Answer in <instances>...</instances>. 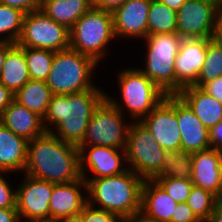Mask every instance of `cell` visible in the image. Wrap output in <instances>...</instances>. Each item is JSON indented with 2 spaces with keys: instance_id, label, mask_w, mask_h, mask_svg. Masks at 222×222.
Segmentation results:
<instances>
[{
  "instance_id": "cell-1",
  "label": "cell",
  "mask_w": 222,
  "mask_h": 222,
  "mask_svg": "<svg viewBox=\"0 0 222 222\" xmlns=\"http://www.w3.org/2000/svg\"><path fill=\"white\" fill-rule=\"evenodd\" d=\"M105 98L106 92L99 87L74 94H53L43 117L45 130L79 146L94 110Z\"/></svg>"
},
{
  "instance_id": "cell-2",
  "label": "cell",
  "mask_w": 222,
  "mask_h": 222,
  "mask_svg": "<svg viewBox=\"0 0 222 222\" xmlns=\"http://www.w3.org/2000/svg\"><path fill=\"white\" fill-rule=\"evenodd\" d=\"M24 173L53 183H67L81 178L79 149L46 131L27 143Z\"/></svg>"
},
{
  "instance_id": "cell-3",
  "label": "cell",
  "mask_w": 222,
  "mask_h": 222,
  "mask_svg": "<svg viewBox=\"0 0 222 222\" xmlns=\"http://www.w3.org/2000/svg\"><path fill=\"white\" fill-rule=\"evenodd\" d=\"M87 203L98 209L118 214L122 219L141 210L144 179L128 169L116 176L84 179Z\"/></svg>"
},
{
  "instance_id": "cell-4",
  "label": "cell",
  "mask_w": 222,
  "mask_h": 222,
  "mask_svg": "<svg viewBox=\"0 0 222 222\" xmlns=\"http://www.w3.org/2000/svg\"><path fill=\"white\" fill-rule=\"evenodd\" d=\"M117 78L122 103L108 93H106V99L123 114L128 110L127 113L129 112V118H132V121H141L167 95L137 68H124L119 71Z\"/></svg>"
},
{
  "instance_id": "cell-5",
  "label": "cell",
  "mask_w": 222,
  "mask_h": 222,
  "mask_svg": "<svg viewBox=\"0 0 222 222\" xmlns=\"http://www.w3.org/2000/svg\"><path fill=\"white\" fill-rule=\"evenodd\" d=\"M99 64L71 48L55 52L46 80L53 94H74L94 89L92 77ZM93 72V73H92Z\"/></svg>"
},
{
  "instance_id": "cell-6",
  "label": "cell",
  "mask_w": 222,
  "mask_h": 222,
  "mask_svg": "<svg viewBox=\"0 0 222 222\" xmlns=\"http://www.w3.org/2000/svg\"><path fill=\"white\" fill-rule=\"evenodd\" d=\"M114 38L112 12L91 8L70 29V48L99 64L106 58L107 46Z\"/></svg>"
},
{
  "instance_id": "cell-7",
  "label": "cell",
  "mask_w": 222,
  "mask_h": 222,
  "mask_svg": "<svg viewBox=\"0 0 222 222\" xmlns=\"http://www.w3.org/2000/svg\"><path fill=\"white\" fill-rule=\"evenodd\" d=\"M182 39L177 33L147 35L144 39L145 66L138 69L167 95H175L174 62Z\"/></svg>"
},
{
  "instance_id": "cell-8",
  "label": "cell",
  "mask_w": 222,
  "mask_h": 222,
  "mask_svg": "<svg viewBox=\"0 0 222 222\" xmlns=\"http://www.w3.org/2000/svg\"><path fill=\"white\" fill-rule=\"evenodd\" d=\"M165 151L146 126L132 121L125 146L128 169L144 180L154 179L162 170Z\"/></svg>"
},
{
  "instance_id": "cell-9",
  "label": "cell",
  "mask_w": 222,
  "mask_h": 222,
  "mask_svg": "<svg viewBox=\"0 0 222 222\" xmlns=\"http://www.w3.org/2000/svg\"><path fill=\"white\" fill-rule=\"evenodd\" d=\"M106 98L94 110L79 146H107L125 150L131 122Z\"/></svg>"
},
{
  "instance_id": "cell-10",
  "label": "cell",
  "mask_w": 222,
  "mask_h": 222,
  "mask_svg": "<svg viewBox=\"0 0 222 222\" xmlns=\"http://www.w3.org/2000/svg\"><path fill=\"white\" fill-rule=\"evenodd\" d=\"M16 44L58 52L70 48V30L56 23L40 9L34 10L25 14Z\"/></svg>"
},
{
  "instance_id": "cell-11",
  "label": "cell",
  "mask_w": 222,
  "mask_h": 222,
  "mask_svg": "<svg viewBox=\"0 0 222 222\" xmlns=\"http://www.w3.org/2000/svg\"><path fill=\"white\" fill-rule=\"evenodd\" d=\"M23 179V183L16 187V209L20 222L50 221L49 201L55 183L26 174Z\"/></svg>"
},
{
  "instance_id": "cell-12",
  "label": "cell",
  "mask_w": 222,
  "mask_h": 222,
  "mask_svg": "<svg viewBox=\"0 0 222 222\" xmlns=\"http://www.w3.org/2000/svg\"><path fill=\"white\" fill-rule=\"evenodd\" d=\"M218 5L209 0H187L177 11L176 33L182 38L212 39Z\"/></svg>"
},
{
  "instance_id": "cell-13",
  "label": "cell",
  "mask_w": 222,
  "mask_h": 222,
  "mask_svg": "<svg viewBox=\"0 0 222 222\" xmlns=\"http://www.w3.org/2000/svg\"><path fill=\"white\" fill-rule=\"evenodd\" d=\"M165 150H181V136L177 122V94L166 97L140 121Z\"/></svg>"
},
{
  "instance_id": "cell-14",
  "label": "cell",
  "mask_w": 222,
  "mask_h": 222,
  "mask_svg": "<svg viewBox=\"0 0 222 222\" xmlns=\"http://www.w3.org/2000/svg\"><path fill=\"white\" fill-rule=\"evenodd\" d=\"M78 149L80 173L83 179L116 176L128 170L125 150L107 146H78ZM123 161L125 162L122 163ZM88 168L92 176L87 174Z\"/></svg>"
},
{
  "instance_id": "cell-15",
  "label": "cell",
  "mask_w": 222,
  "mask_h": 222,
  "mask_svg": "<svg viewBox=\"0 0 222 222\" xmlns=\"http://www.w3.org/2000/svg\"><path fill=\"white\" fill-rule=\"evenodd\" d=\"M207 39L183 38L175 58V94L197 82L206 59Z\"/></svg>"
},
{
  "instance_id": "cell-16",
  "label": "cell",
  "mask_w": 222,
  "mask_h": 222,
  "mask_svg": "<svg viewBox=\"0 0 222 222\" xmlns=\"http://www.w3.org/2000/svg\"><path fill=\"white\" fill-rule=\"evenodd\" d=\"M85 192L87 184L82 177L76 181L55 183L49 201L50 221L76 219L87 204Z\"/></svg>"
},
{
  "instance_id": "cell-17",
  "label": "cell",
  "mask_w": 222,
  "mask_h": 222,
  "mask_svg": "<svg viewBox=\"0 0 222 222\" xmlns=\"http://www.w3.org/2000/svg\"><path fill=\"white\" fill-rule=\"evenodd\" d=\"M151 0H128L112 12L117 38L145 39L148 35V12Z\"/></svg>"
},
{
  "instance_id": "cell-18",
  "label": "cell",
  "mask_w": 222,
  "mask_h": 222,
  "mask_svg": "<svg viewBox=\"0 0 222 222\" xmlns=\"http://www.w3.org/2000/svg\"><path fill=\"white\" fill-rule=\"evenodd\" d=\"M222 176V150L209 148L193 153L192 177L198 186L217 196Z\"/></svg>"
},
{
  "instance_id": "cell-19",
  "label": "cell",
  "mask_w": 222,
  "mask_h": 222,
  "mask_svg": "<svg viewBox=\"0 0 222 222\" xmlns=\"http://www.w3.org/2000/svg\"><path fill=\"white\" fill-rule=\"evenodd\" d=\"M177 122L181 136V149L197 152L211 148L208 130L191 108L177 95Z\"/></svg>"
},
{
  "instance_id": "cell-20",
  "label": "cell",
  "mask_w": 222,
  "mask_h": 222,
  "mask_svg": "<svg viewBox=\"0 0 222 222\" xmlns=\"http://www.w3.org/2000/svg\"><path fill=\"white\" fill-rule=\"evenodd\" d=\"M0 122L27 141L33 140L46 132L43 118L15 100L0 114Z\"/></svg>"
},
{
  "instance_id": "cell-21",
  "label": "cell",
  "mask_w": 222,
  "mask_h": 222,
  "mask_svg": "<svg viewBox=\"0 0 222 222\" xmlns=\"http://www.w3.org/2000/svg\"><path fill=\"white\" fill-rule=\"evenodd\" d=\"M177 95L191 108L207 129L222 121V103L200 87L194 85L184 87Z\"/></svg>"
},
{
  "instance_id": "cell-22",
  "label": "cell",
  "mask_w": 222,
  "mask_h": 222,
  "mask_svg": "<svg viewBox=\"0 0 222 222\" xmlns=\"http://www.w3.org/2000/svg\"><path fill=\"white\" fill-rule=\"evenodd\" d=\"M178 203L154 179H147L142 187L141 211L158 222H170Z\"/></svg>"
},
{
  "instance_id": "cell-23",
  "label": "cell",
  "mask_w": 222,
  "mask_h": 222,
  "mask_svg": "<svg viewBox=\"0 0 222 222\" xmlns=\"http://www.w3.org/2000/svg\"><path fill=\"white\" fill-rule=\"evenodd\" d=\"M28 141L0 122V171L24 172Z\"/></svg>"
},
{
  "instance_id": "cell-24",
  "label": "cell",
  "mask_w": 222,
  "mask_h": 222,
  "mask_svg": "<svg viewBox=\"0 0 222 222\" xmlns=\"http://www.w3.org/2000/svg\"><path fill=\"white\" fill-rule=\"evenodd\" d=\"M92 8V0H42L40 10L69 30Z\"/></svg>"
},
{
  "instance_id": "cell-25",
  "label": "cell",
  "mask_w": 222,
  "mask_h": 222,
  "mask_svg": "<svg viewBox=\"0 0 222 222\" xmlns=\"http://www.w3.org/2000/svg\"><path fill=\"white\" fill-rule=\"evenodd\" d=\"M30 80L24 47L15 44L8 52L0 73V83L15 94Z\"/></svg>"
},
{
  "instance_id": "cell-26",
  "label": "cell",
  "mask_w": 222,
  "mask_h": 222,
  "mask_svg": "<svg viewBox=\"0 0 222 222\" xmlns=\"http://www.w3.org/2000/svg\"><path fill=\"white\" fill-rule=\"evenodd\" d=\"M52 95L53 93L45 81L30 79L14 94V100L43 118Z\"/></svg>"
},
{
  "instance_id": "cell-27",
  "label": "cell",
  "mask_w": 222,
  "mask_h": 222,
  "mask_svg": "<svg viewBox=\"0 0 222 222\" xmlns=\"http://www.w3.org/2000/svg\"><path fill=\"white\" fill-rule=\"evenodd\" d=\"M147 23L148 35L176 33L177 12L159 0H151Z\"/></svg>"
},
{
  "instance_id": "cell-28",
  "label": "cell",
  "mask_w": 222,
  "mask_h": 222,
  "mask_svg": "<svg viewBox=\"0 0 222 222\" xmlns=\"http://www.w3.org/2000/svg\"><path fill=\"white\" fill-rule=\"evenodd\" d=\"M193 153L185 150H166L163 167L155 178H184L192 177Z\"/></svg>"
},
{
  "instance_id": "cell-29",
  "label": "cell",
  "mask_w": 222,
  "mask_h": 222,
  "mask_svg": "<svg viewBox=\"0 0 222 222\" xmlns=\"http://www.w3.org/2000/svg\"><path fill=\"white\" fill-rule=\"evenodd\" d=\"M28 72L31 80L45 81L51 70L55 52L24 47Z\"/></svg>"
},
{
  "instance_id": "cell-30",
  "label": "cell",
  "mask_w": 222,
  "mask_h": 222,
  "mask_svg": "<svg viewBox=\"0 0 222 222\" xmlns=\"http://www.w3.org/2000/svg\"><path fill=\"white\" fill-rule=\"evenodd\" d=\"M24 17L25 13L19 9L0 4V42L16 44L21 34Z\"/></svg>"
},
{
  "instance_id": "cell-31",
  "label": "cell",
  "mask_w": 222,
  "mask_h": 222,
  "mask_svg": "<svg viewBox=\"0 0 222 222\" xmlns=\"http://www.w3.org/2000/svg\"><path fill=\"white\" fill-rule=\"evenodd\" d=\"M220 76H222V45L213 38L207 39L206 59L194 86L201 87L205 82Z\"/></svg>"
},
{
  "instance_id": "cell-32",
  "label": "cell",
  "mask_w": 222,
  "mask_h": 222,
  "mask_svg": "<svg viewBox=\"0 0 222 222\" xmlns=\"http://www.w3.org/2000/svg\"><path fill=\"white\" fill-rule=\"evenodd\" d=\"M216 202V195L193 185L186 203L198 219L210 220Z\"/></svg>"
},
{
  "instance_id": "cell-33",
  "label": "cell",
  "mask_w": 222,
  "mask_h": 222,
  "mask_svg": "<svg viewBox=\"0 0 222 222\" xmlns=\"http://www.w3.org/2000/svg\"><path fill=\"white\" fill-rule=\"evenodd\" d=\"M177 203L187 202L193 187L191 179L184 178H154Z\"/></svg>"
},
{
  "instance_id": "cell-34",
  "label": "cell",
  "mask_w": 222,
  "mask_h": 222,
  "mask_svg": "<svg viewBox=\"0 0 222 222\" xmlns=\"http://www.w3.org/2000/svg\"><path fill=\"white\" fill-rule=\"evenodd\" d=\"M76 219L79 222H123V219L118 214L95 208L88 203Z\"/></svg>"
},
{
  "instance_id": "cell-35",
  "label": "cell",
  "mask_w": 222,
  "mask_h": 222,
  "mask_svg": "<svg viewBox=\"0 0 222 222\" xmlns=\"http://www.w3.org/2000/svg\"><path fill=\"white\" fill-rule=\"evenodd\" d=\"M6 173L9 174V172L0 171V208H16L17 190L12 189L9 180L5 178Z\"/></svg>"
},
{
  "instance_id": "cell-36",
  "label": "cell",
  "mask_w": 222,
  "mask_h": 222,
  "mask_svg": "<svg viewBox=\"0 0 222 222\" xmlns=\"http://www.w3.org/2000/svg\"><path fill=\"white\" fill-rule=\"evenodd\" d=\"M197 220L198 218L185 202L176 205L170 222H196Z\"/></svg>"
},
{
  "instance_id": "cell-37",
  "label": "cell",
  "mask_w": 222,
  "mask_h": 222,
  "mask_svg": "<svg viewBox=\"0 0 222 222\" xmlns=\"http://www.w3.org/2000/svg\"><path fill=\"white\" fill-rule=\"evenodd\" d=\"M42 0H0V4L7 5L25 14L40 9Z\"/></svg>"
},
{
  "instance_id": "cell-38",
  "label": "cell",
  "mask_w": 222,
  "mask_h": 222,
  "mask_svg": "<svg viewBox=\"0 0 222 222\" xmlns=\"http://www.w3.org/2000/svg\"><path fill=\"white\" fill-rule=\"evenodd\" d=\"M200 88L222 103V76L210 82H205Z\"/></svg>"
},
{
  "instance_id": "cell-39",
  "label": "cell",
  "mask_w": 222,
  "mask_h": 222,
  "mask_svg": "<svg viewBox=\"0 0 222 222\" xmlns=\"http://www.w3.org/2000/svg\"><path fill=\"white\" fill-rule=\"evenodd\" d=\"M210 147L222 150V121L208 130Z\"/></svg>"
},
{
  "instance_id": "cell-40",
  "label": "cell",
  "mask_w": 222,
  "mask_h": 222,
  "mask_svg": "<svg viewBox=\"0 0 222 222\" xmlns=\"http://www.w3.org/2000/svg\"><path fill=\"white\" fill-rule=\"evenodd\" d=\"M128 0H92V8L113 12Z\"/></svg>"
},
{
  "instance_id": "cell-41",
  "label": "cell",
  "mask_w": 222,
  "mask_h": 222,
  "mask_svg": "<svg viewBox=\"0 0 222 222\" xmlns=\"http://www.w3.org/2000/svg\"><path fill=\"white\" fill-rule=\"evenodd\" d=\"M14 100V94L0 83V114Z\"/></svg>"
},
{
  "instance_id": "cell-42",
  "label": "cell",
  "mask_w": 222,
  "mask_h": 222,
  "mask_svg": "<svg viewBox=\"0 0 222 222\" xmlns=\"http://www.w3.org/2000/svg\"><path fill=\"white\" fill-rule=\"evenodd\" d=\"M0 222H20L16 208H0Z\"/></svg>"
},
{
  "instance_id": "cell-43",
  "label": "cell",
  "mask_w": 222,
  "mask_h": 222,
  "mask_svg": "<svg viewBox=\"0 0 222 222\" xmlns=\"http://www.w3.org/2000/svg\"><path fill=\"white\" fill-rule=\"evenodd\" d=\"M213 39L222 45V4L218 6Z\"/></svg>"
},
{
  "instance_id": "cell-44",
  "label": "cell",
  "mask_w": 222,
  "mask_h": 222,
  "mask_svg": "<svg viewBox=\"0 0 222 222\" xmlns=\"http://www.w3.org/2000/svg\"><path fill=\"white\" fill-rule=\"evenodd\" d=\"M123 222H158L155 218L147 216L143 211H137L123 219Z\"/></svg>"
},
{
  "instance_id": "cell-45",
  "label": "cell",
  "mask_w": 222,
  "mask_h": 222,
  "mask_svg": "<svg viewBox=\"0 0 222 222\" xmlns=\"http://www.w3.org/2000/svg\"><path fill=\"white\" fill-rule=\"evenodd\" d=\"M14 43L9 42H0V73L3 69L4 60L7 55V52L14 46Z\"/></svg>"
},
{
  "instance_id": "cell-46",
  "label": "cell",
  "mask_w": 222,
  "mask_h": 222,
  "mask_svg": "<svg viewBox=\"0 0 222 222\" xmlns=\"http://www.w3.org/2000/svg\"><path fill=\"white\" fill-rule=\"evenodd\" d=\"M209 221L210 222H222V201L217 200Z\"/></svg>"
},
{
  "instance_id": "cell-47",
  "label": "cell",
  "mask_w": 222,
  "mask_h": 222,
  "mask_svg": "<svg viewBox=\"0 0 222 222\" xmlns=\"http://www.w3.org/2000/svg\"><path fill=\"white\" fill-rule=\"evenodd\" d=\"M165 5H167L169 8H171L174 11H178V9L187 1V0H159Z\"/></svg>"
},
{
  "instance_id": "cell-48",
  "label": "cell",
  "mask_w": 222,
  "mask_h": 222,
  "mask_svg": "<svg viewBox=\"0 0 222 222\" xmlns=\"http://www.w3.org/2000/svg\"><path fill=\"white\" fill-rule=\"evenodd\" d=\"M216 199L222 201V176H221L220 188L218 190V194L216 196Z\"/></svg>"
},
{
  "instance_id": "cell-49",
  "label": "cell",
  "mask_w": 222,
  "mask_h": 222,
  "mask_svg": "<svg viewBox=\"0 0 222 222\" xmlns=\"http://www.w3.org/2000/svg\"><path fill=\"white\" fill-rule=\"evenodd\" d=\"M56 222H79L77 219L58 220Z\"/></svg>"
},
{
  "instance_id": "cell-50",
  "label": "cell",
  "mask_w": 222,
  "mask_h": 222,
  "mask_svg": "<svg viewBox=\"0 0 222 222\" xmlns=\"http://www.w3.org/2000/svg\"><path fill=\"white\" fill-rule=\"evenodd\" d=\"M209 1H213V2L216 3L218 6L222 4V0H209Z\"/></svg>"
},
{
  "instance_id": "cell-51",
  "label": "cell",
  "mask_w": 222,
  "mask_h": 222,
  "mask_svg": "<svg viewBox=\"0 0 222 222\" xmlns=\"http://www.w3.org/2000/svg\"><path fill=\"white\" fill-rule=\"evenodd\" d=\"M196 222H210L209 220L198 219Z\"/></svg>"
}]
</instances>
